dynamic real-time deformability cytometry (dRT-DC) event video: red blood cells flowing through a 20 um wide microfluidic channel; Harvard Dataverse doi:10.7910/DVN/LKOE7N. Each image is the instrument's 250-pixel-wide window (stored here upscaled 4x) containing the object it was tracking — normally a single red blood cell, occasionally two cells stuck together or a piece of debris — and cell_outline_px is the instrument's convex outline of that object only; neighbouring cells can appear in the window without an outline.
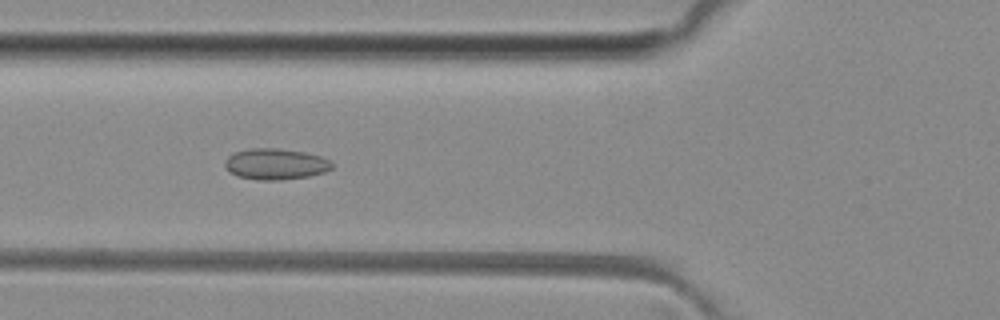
{"species": "common noctule bat (a hibernating species)", "species_latin": "Nyctalus noctula", "temperature_condition": "room temperature", "stored_images_in_passage": 39, "camera_frame_rate_fps": 3000, "um_per_image_px": 0.085, "animal": {"sex": "female", "body_mass_g": 29.2, "forearm_length_mm": 56.3}, "frame": {"image": 1, "passage_image": 6, "time_ms": 1.667, "image_size_px": [1000, 320], "cell_outline_px": [[332, 168], [324, 172], [308, 176], [280, 180], [260, 180], [236, 176], [228, 172], [224, 168], [224, 160], [232, 152], [252, 148], [280, 148], [304, 152], [320, 156], [328, 160], [332, 164]], "centroid_in_image_um": [23.35, 13.94], "position_along_channel_um": 102.5, "area_um2": 19.54}}
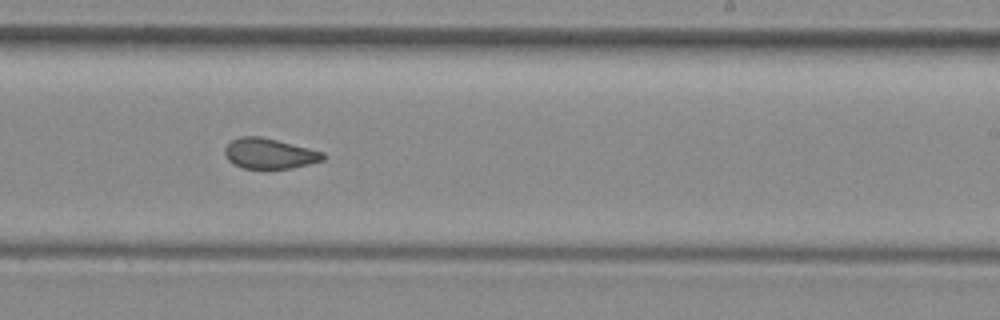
{"frame": {"image": 2, "passage_image": 18, "time_ms": 5.667, "image_size_px": [1000, 320], "cell_outline_px": [[328, 156], [324, 160], [292, 168], [244, 168], [228, 160], [224, 152], [224, 148], [232, 140], [240, 136], [260, 136], [324, 152]], "centroid_in_image_um": [22.92, 13.04], "position_along_channel_um": 266.1, "area_um2": 17.22}}
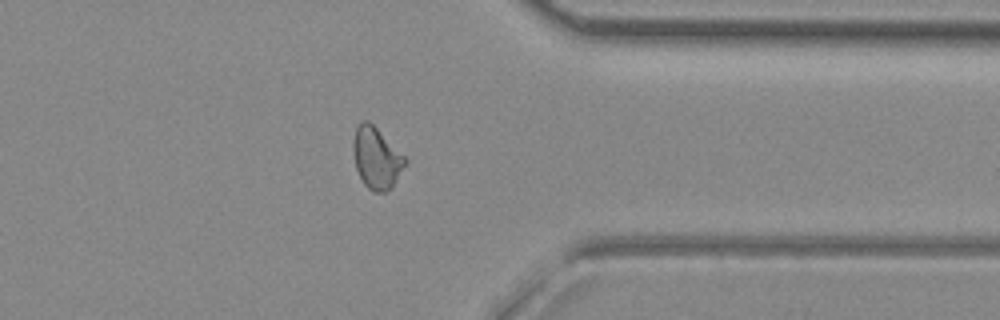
{"frame": {"image": 3, "passage_image": 27, "time_ms": 8.667, "image_size_px": [1000, 320], "cell_outline_px": [[408, 164], [392, 188], [384, 192], [372, 192], [364, 184], [356, 168], [352, 152], [352, 140], [356, 128], [364, 120], [368, 120], [408, 160]], "centroid_in_image_um": [32.01, 13.47], "position_along_channel_um": 379.4, "area_um2": 18.67}}